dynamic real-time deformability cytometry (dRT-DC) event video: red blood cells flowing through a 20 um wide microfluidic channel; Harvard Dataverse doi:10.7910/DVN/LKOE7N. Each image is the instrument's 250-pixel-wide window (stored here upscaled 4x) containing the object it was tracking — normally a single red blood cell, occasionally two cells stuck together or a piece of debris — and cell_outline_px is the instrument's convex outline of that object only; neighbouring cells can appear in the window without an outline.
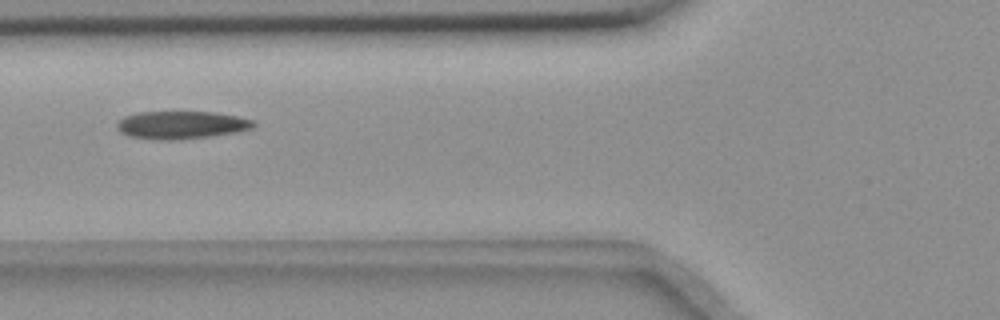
{"species": "common noctule bat (a hibernating species)", "species_latin": "Nyctalus noctula", "temperature_condition": "room temperature", "stored_images_in_passage": 41, "camera_frame_rate_fps": 3000, "um_per_image_px": 0.085, "animal": {"sex": "female", "body_mass_g": 18.4}, "frame": {"image": 1, "passage_image": 8, "time_ms": 2.333, "image_size_px": [1000, 320], "cell_outline_px": [[256, 124], [252, 128], [236, 132], [208, 136], [168, 140], [160, 140], [128, 136], [120, 132], [116, 128], [116, 124], [124, 116], [140, 112], [216, 112], [236, 116], [252, 120]], "centroid_in_image_um": [15.38, 10.61], "position_along_channel_um": 110.4, "area_um2": 21.91}}
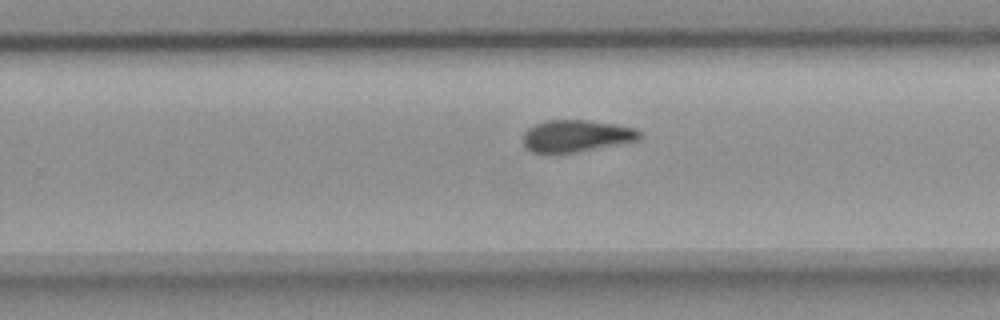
{"frame": {"image": 2, "passage_image": 22, "time_ms": 7.0, "image_size_px": [1000, 320], "cell_outline_px": [[644, 136], [636, 140], [556, 156], [548, 156], [532, 152], [524, 148], [524, 132], [528, 128], [536, 124], [548, 120], [588, 120], [636, 128], [644, 132]], "centroid_in_image_um": [48.93, 11.59], "position_along_channel_um": 280.9, "area_um2": 22.2}}
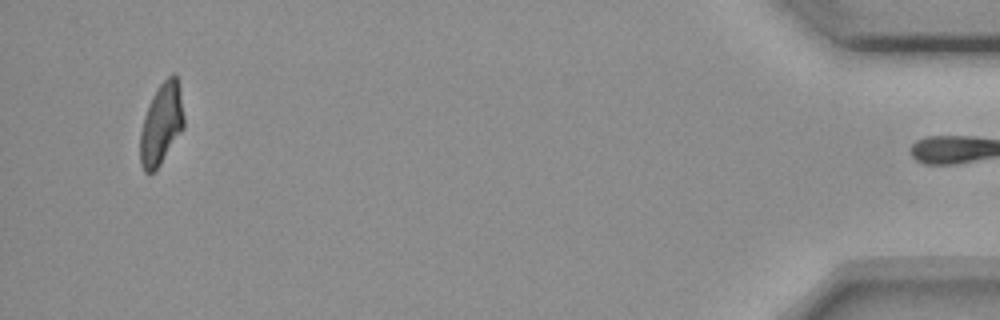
{"frame": {"image": 3, "passage_image": 40, "time_ms": 13.0, "image_size_px": [1000, 320], "cell_outline_px": [[184, 128], [160, 164], [152, 172], [144, 172], [140, 164], [140, 132], [144, 116], [152, 96], [156, 88], [172, 72], [176, 72], [180, 92], [184, 116]], "centroid_in_image_um": [13.71, 10.51], "position_along_channel_um": 421.5, "area_um2": 20.75}, "authors_computed_cell_mechanics": {"area_um2": 22.0218, "velocity_mm_per_s": 3.6707, "shape_relaxation_time_tau1_ms": null, "shape_relaxation_time_tau2_ms": 3.2512, "deformation_change_tau1": null, "deformation_change_tau2": 0.0887}}